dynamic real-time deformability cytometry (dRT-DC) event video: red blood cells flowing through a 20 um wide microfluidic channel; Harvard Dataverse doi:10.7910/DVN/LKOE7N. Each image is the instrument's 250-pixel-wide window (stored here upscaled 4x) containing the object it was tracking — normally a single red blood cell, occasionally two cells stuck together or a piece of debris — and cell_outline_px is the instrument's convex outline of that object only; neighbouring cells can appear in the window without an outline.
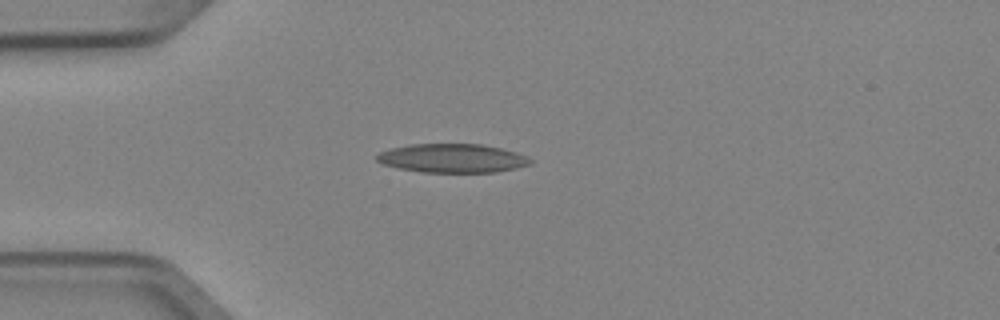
{"species": "Egyptian fruit bat (a non-hibernating species)", "species_latin": "Rousettus aegyptiacus", "temperature_condition": "cold", "stored_images_in_passage": 2, "camera_frame_rate_fps": 3000, "um_per_image_px": 0.085, "animal": {"sex": "female"}, "frame": {"image": 1, "passage_image": 2, "time_ms": 0.333, "image_size_px": [1000, 320], "cell_outline_px": [[532, 164], [516, 168], [496, 172], [420, 172], [396, 168], [384, 164], [376, 160], [376, 156], [380, 152], [392, 148], [408, 144], [480, 144], [500, 148], [516, 152], [528, 156], [532, 160]], "centroid_in_image_um": [38.46, 13.45], "position_along_channel_um": 46.5, "area_um2": 25.84}}